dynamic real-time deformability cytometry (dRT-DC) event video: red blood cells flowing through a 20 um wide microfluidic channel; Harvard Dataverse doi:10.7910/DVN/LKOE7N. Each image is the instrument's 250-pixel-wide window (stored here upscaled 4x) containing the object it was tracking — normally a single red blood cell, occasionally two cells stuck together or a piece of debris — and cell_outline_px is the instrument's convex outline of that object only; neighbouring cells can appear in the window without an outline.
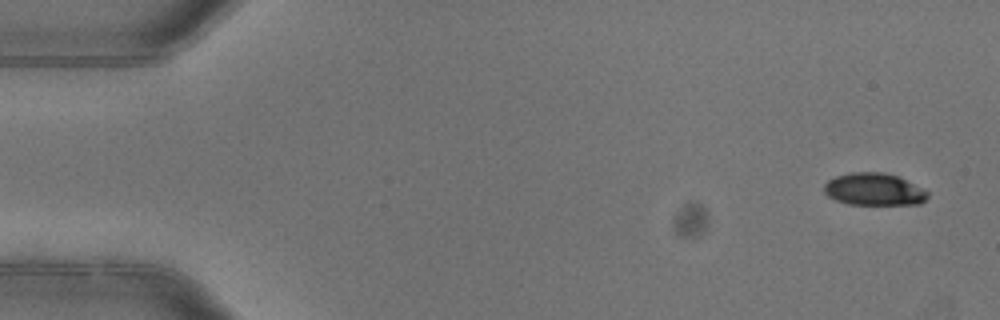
{"species": "common noctule bat (a hibernating species)", "species_latin": "Nyctalus noctula", "temperature_condition": "warm", "stored_images_in_passage": 7, "camera_frame_rate_fps": 3000, "um_per_image_px": 0.085, "animal": {"sex": "female"}, "frame": {"image": 1, "passage_image": 1, "time_ms": 0.0, "image_size_px": [1000, 320], "cell_outline_px": [[928, 196], [920, 204], [848, 204], [836, 200], [828, 196], [824, 192], [824, 184], [828, 180], [836, 176], [852, 172], [884, 172], [896, 176], [924, 188], [928, 192]], "centroid_in_image_um": [74.28, 16.09], "position_along_channel_um": 10.7, "area_um2": 19.42}}
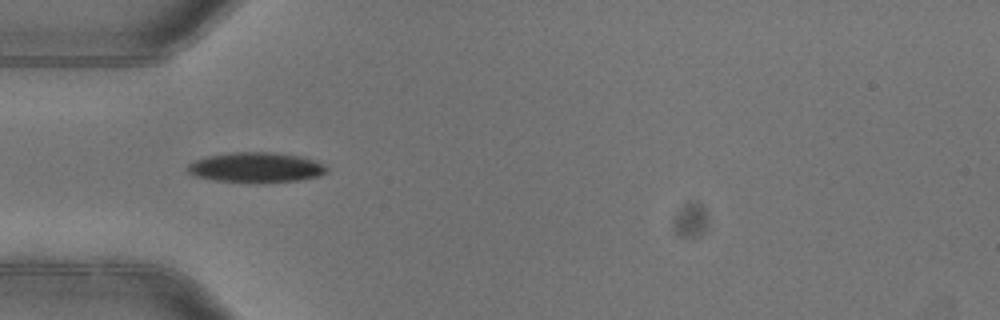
{"frame": {"image": 2, "passage_image": 5, "time_ms": 1.333, "image_size_px": [1000, 320], "cell_outline_px": [[328, 172], [320, 176], [300, 180], [216, 180], [196, 176], [188, 172], [184, 168], [188, 164], [196, 160], [208, 156], [232, 152], [272, 152], [304, 156], [328, 164]], "centroid_in_image_um": [21.84, 14.18], "position_along_channel_um": 63.2, "area_um2": 23.87}}